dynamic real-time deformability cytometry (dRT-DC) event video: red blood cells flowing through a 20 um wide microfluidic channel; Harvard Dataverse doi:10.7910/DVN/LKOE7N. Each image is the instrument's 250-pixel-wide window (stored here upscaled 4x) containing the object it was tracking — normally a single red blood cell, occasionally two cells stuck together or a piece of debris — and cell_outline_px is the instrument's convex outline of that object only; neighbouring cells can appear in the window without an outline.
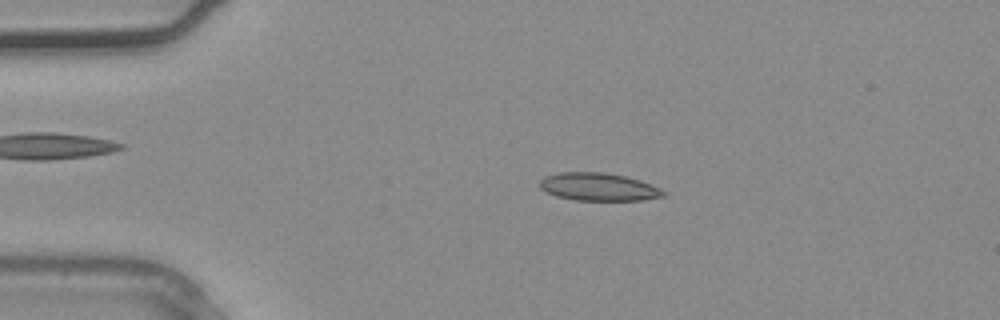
{"species": "common noctule bat (a hibernating species)", "species_latin": "Nyctalus noctula", "temperature_condition": "warm", "stored_images_in_passage": 25, "camera_frame_rate_fps": 3000, "um_per_image_px": 0.085, "animal": {"sex": "male", "body_mass_g": 20.4}, "frame": {"image": 1, "passage_image": 1, "time_ms": 0.0, "image_size_px": [1000, 320], "cell_outline_px": [[668, 192], [664, 196], [640, 200], [576, 200], [556, 196], [540, 188], [540, 180], [544, 176], [560, 172], [604, 172], [624, 176], [640, 180], [660, 188]], "centroid_in_image_um": [50.88, 15.88], "position_along_channel_um": 34.1, "area_um2": 20.0}}